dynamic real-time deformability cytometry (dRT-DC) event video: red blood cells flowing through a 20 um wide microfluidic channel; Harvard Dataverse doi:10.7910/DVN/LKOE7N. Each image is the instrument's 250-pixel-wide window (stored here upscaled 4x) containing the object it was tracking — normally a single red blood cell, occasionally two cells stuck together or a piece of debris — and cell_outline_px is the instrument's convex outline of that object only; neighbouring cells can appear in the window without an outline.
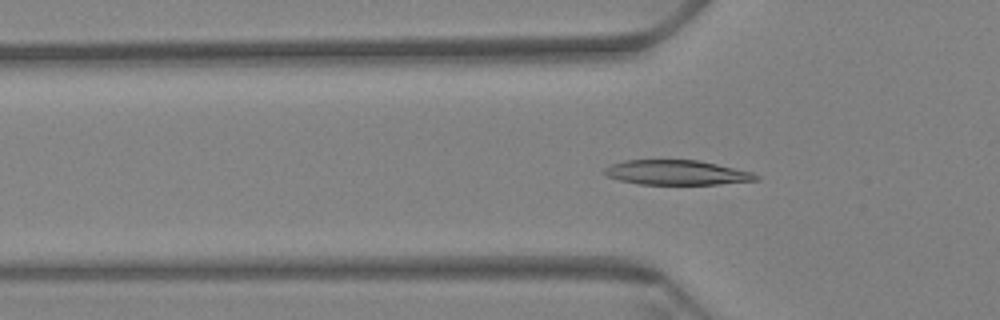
{"species": "Egyptian fruit bat (a non-hibernating species)", "species_latin": "Rousettus aegyptiacus", "temperature_condition": "warm", "stored_images_in_passage": 49, "camera_frame_rate_fps": 3000, "um_per_image_px": 0.085, "animal": {"sex": "female"}, "frame": {"image": 1, "passage_image": 6, "time_ms": 1.667, "image_size_px": [1000, 320], "cell_outline_px": [[760, 180], [716, 184], [640, 184], [620, 180], [608, 176], [600, 172], [604, 168], [612, 164], [624, 160], [696, 160], [716, 164], [752, 172], [760, 176]], "centroid_in_image_um": [57.5, 14.66], "position_along_channel_um": 68.3, "area_um2": 21.73}}
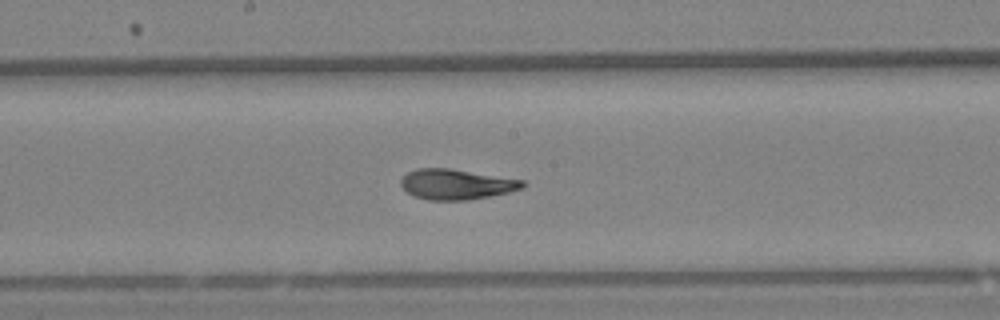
{"frame": {"image": 2, "passage_image": 19, "time_ms": 6.0, "image_size_px": [1000, 320], "cell_outline_px": [[528, 184], [524, 188], [508, 192], [468, 200], [428, 200], [416, 196], [408, 192], [400, 184], [400, 180], [408, 172], [416, 168], [448, 168], [524, 180]], "centroid_in_image_um": [38.81, 15.66], "position_along_channel_um": 209.4, "area_um2": 21.39}}
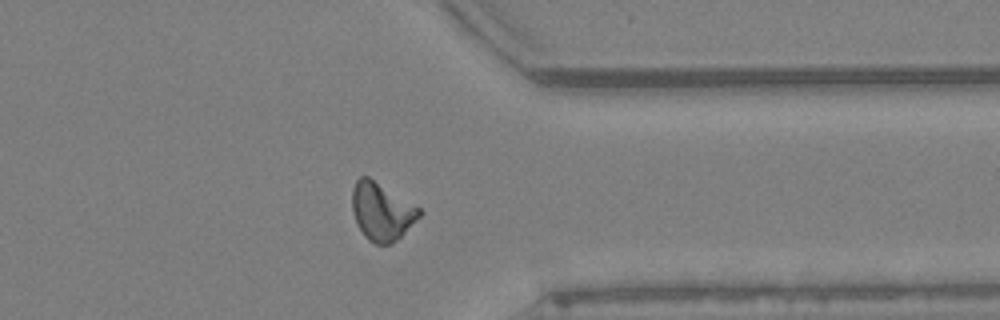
{"frame": {"image": 3, "passage_image": 35, "time_ms": 11.333, "image_size_px": [1000, 320], "cell_outline_px": [[424, 212], [392, 244], [376, 244], [368, 240], [364, 236], [356, 224], [352, 212], [352, 188], [356, 180], [360, 176], [368, 176], [420, 208]], "centroid_in_image_um": [32.41, 17.97], "position_along_channel_um": 379.0, "area_um2": 22.54}, "authors_computed_cell_mechanics": {"area_um2": 21.5016, "velocity_mm_per_s": 3.2759, "shape_relaxation_time_tau1_ms": 6.5652, "shape_relaxation_time_tau2_ms": 1.9336, "deformation_change_tau1": 0.2034, "deformation_change_tau2": 0.0653}}